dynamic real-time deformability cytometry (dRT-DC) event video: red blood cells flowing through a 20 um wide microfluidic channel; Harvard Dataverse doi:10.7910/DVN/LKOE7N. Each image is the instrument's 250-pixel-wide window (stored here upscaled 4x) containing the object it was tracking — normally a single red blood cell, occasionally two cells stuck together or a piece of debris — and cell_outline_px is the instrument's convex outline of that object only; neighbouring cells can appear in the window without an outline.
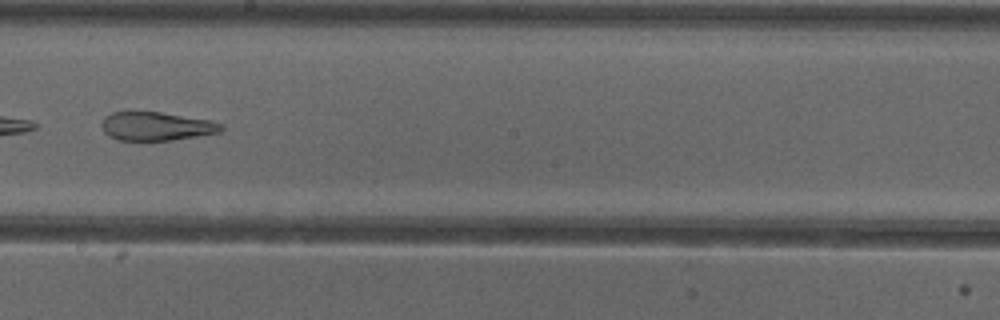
{"species": "common noctule bat (a hibernating species)", "species_latin": "Nyctalus noctula", "temperature_condition": "cold", "stored_images_in_passage": 51, "camera_frame_rate_fps": 3000, "um_per_image_px": 0.085, "animal": {"sex": "female"}, "frame": {"image": 1, "passage_image": 30, "time_ms": 9.667, "image_size_px": [1000, 320], "cell_outline_px": [[224, 128], [220, 132], [172, 140], [116, 140], [108, 136], [104, 132], [100, 124], [104, 116], [112, 112], [128, 108], [160, 112], [208, 120], [224, 124]], "centroid_in_image_um": [13.18, 10.69], "position_along_channel_um": 235.0, "area_um2": 20.58}}